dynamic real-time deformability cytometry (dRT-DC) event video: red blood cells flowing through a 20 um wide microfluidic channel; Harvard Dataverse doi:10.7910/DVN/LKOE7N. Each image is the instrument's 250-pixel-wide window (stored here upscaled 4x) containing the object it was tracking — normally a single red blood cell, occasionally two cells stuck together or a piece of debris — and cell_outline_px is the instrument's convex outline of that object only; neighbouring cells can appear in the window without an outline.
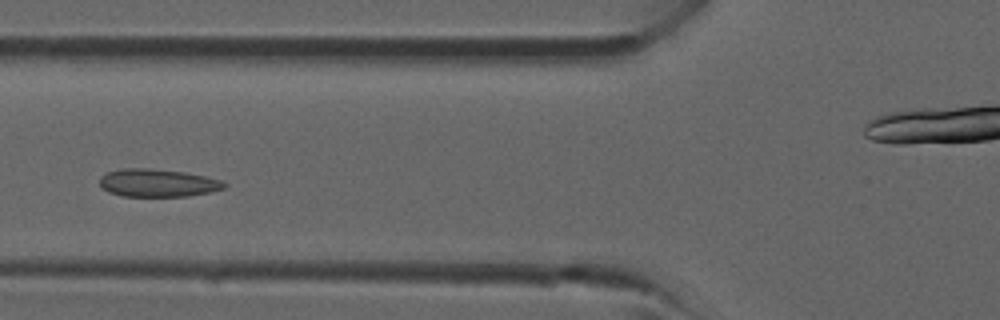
{"species": "common noctule bat (a hibernating species)", "species_latin": "Nyctalus noctula", "temperature_condition": "room temperature", "stored_images_in_passage": 37, "camera_frame_rate_fps": 3000, "um_per_image_px": 0.085, "animal": {"sex": "male", "forearm_length_mm": 52.5}, "frame": {"image": 1, "passage_image": 11, "time_ms": 3.333, "image_size_px": [1000, 320], "cell_outline_px": [[228, 184], [224, 188], [208, 192], [188, 196], [124, 196], [108, 192], [100, 184], [100, 176], [108, 172], [124, 168], [148, 168], [184, 172], [204, 176], [220, 180]], "centroid_in_image_um": [13.39, 15.54], "position_along_channel_um": 112.4, "area_um2": 20.0}}
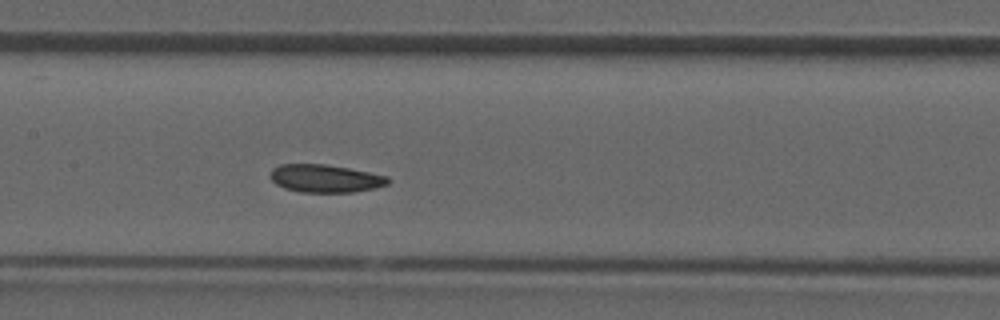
{"frame": {"image": 2, "passage_image": 15, "time_ms": 4.667, "image_size_px": [1000, 320], "cell_outline_px": [[388, 184], [372, 188], [352, 192], [300, 192], [284, 188], [276, 184], [272, 180], [272, 168], [280, 164], [324, 164], [348, 168], [388, 176]], "centroid_in_image_um": [27.62, 15.16], "position_along_channel_um": 179.8, "area_um2": 18.84}}
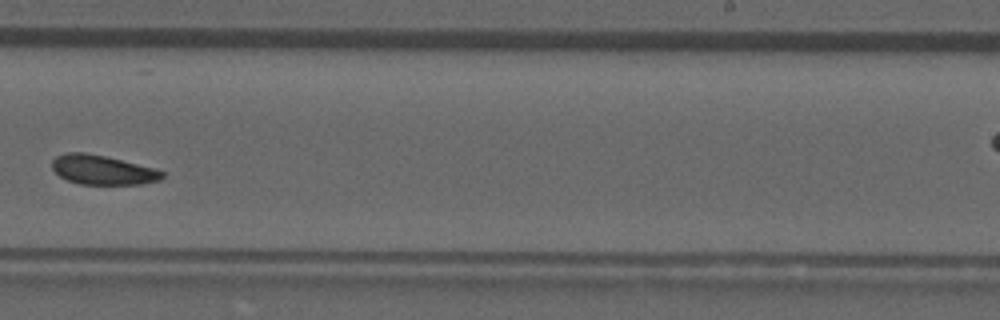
{"frame": {"image": 3, "passage_image": 21, "time_ms": 6.667, "image_size_px": [1000, 320], "cell_outline_px": [[164, 176], [160, 180], [140, 184], [80, 184], [68, 180], [60, 176], [52, 168], [52, 160], [56, 156], [64, 152], [84, 152], [104, 156], [156, 168], [164, 172]], "centroid_in_image_um": [8.72, 14.43], "position_along_channel_um": 280.3, "area_um2": 18.84}}